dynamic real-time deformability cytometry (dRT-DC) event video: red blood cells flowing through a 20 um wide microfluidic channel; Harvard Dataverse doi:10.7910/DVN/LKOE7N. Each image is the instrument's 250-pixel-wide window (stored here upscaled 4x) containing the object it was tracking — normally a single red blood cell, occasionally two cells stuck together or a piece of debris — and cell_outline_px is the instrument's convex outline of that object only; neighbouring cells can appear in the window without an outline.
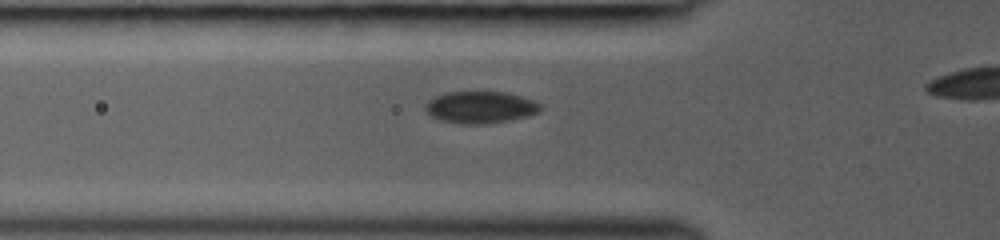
{"species": "common noctule bat (a hibernating species)", "species_latin": "Nyctalus noctula", "temperature_condition": "room temperature", "stored_images_in_passage": 36, "camera_frame_rate_fps": 3000, "um_per_image_px": 0.085, "animal": {"sex": "female", "body_mass_g": 19.0, "forearm_length_mm": 53.3}, "frame": {"image": 1, "passage_image": 12, "time_ms": 3.667, "image_size_px": [1000, 240], "cell_outline_px": [[544, 108], [540, 112], [528, 116], [488, 124], [460, 124], [444, 120], [432, 116], [424, 108], [424, 104], [428, 100], [444, 92], [504, 92], [536, 100]], "centroid_in_image_um": [40.87, 9.11], "position_along_channel_um": 84.9, "area_um2": 21.5}}
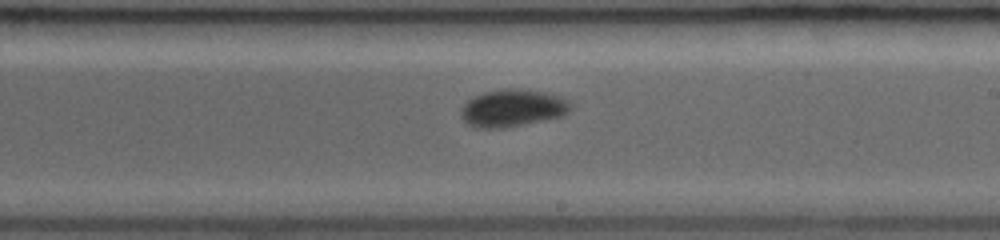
{"frame": {"image": 2, "passage_image": 23, "time_ms": 7.333, "image_size_px": [1000, 240], "cell_outline_px": [[572, 108], [564, 116], [504, 128], [476, 128], [468, 124], [460, 116], [460, 108], [472, 96], [484, 92], [508, 88], [516, 88], [544, 92], [560, 96], [568, 100], [572, 104]], "centroid_in_image_um": [43.56, 9.19], "position_along_channel_um": 245.4, "area_um2": 24.1}}
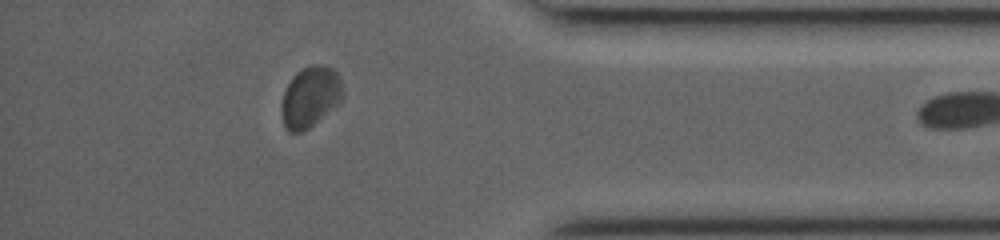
{"frame": {"image": 3, "passage_image": 35, "time_ms": 11.333, "image_size_px": [1000, 240], "cell_outline_px": [[344, 96], [336, 104], [304, 132], [288, 132], [284, 124], [280, 112], [280, 104], [284, 92], [292, 76], [296, 72], [312, 64], [324, 64], [332, 68], [340, 76], [344, 92]], "centroid_in_image_um": [26.35, 8.21], "position_along_channel_um": 408.8, "area_um2": 21.79}}